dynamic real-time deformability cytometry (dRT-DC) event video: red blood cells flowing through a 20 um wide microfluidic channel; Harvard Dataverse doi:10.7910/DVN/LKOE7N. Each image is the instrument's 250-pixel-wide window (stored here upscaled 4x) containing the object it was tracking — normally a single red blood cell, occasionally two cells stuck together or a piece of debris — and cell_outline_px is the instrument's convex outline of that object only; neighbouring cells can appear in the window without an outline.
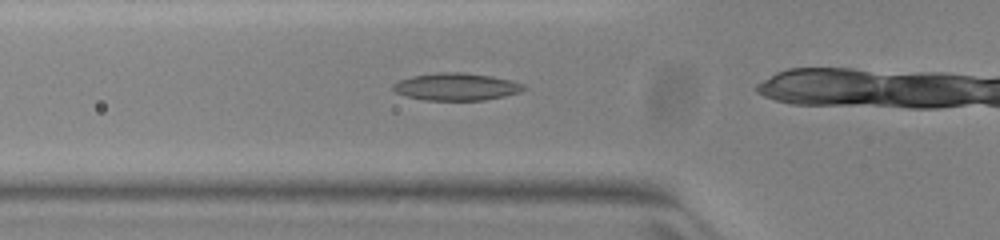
{"species": "common noctule bat (a hibernating species)", "species_latin": "Nyctalus noctula", "temperature_condition": "warm", "stored_images_in_passage": 20, "camera_frame_rate_fps": 3000, "um_per_image_px": 0.085, "animal": {"sex": "female", "body_mass_g": 23.0, "forearm_length_mm": 53.4}, "frame": {"image": 1, "passage_image": 9, "time_ms": 2.667, "image_size_px": [1000, 240], "cell_outline_px": [[528, 88], [520, 92], [504, 96], [484, 100], [424, 100], [408, 96], [396, 92], [392, 88], [392, 84], [400, 80], [412, 76], [436, 72], [464, 72], [488, 76], [508, 80], [524, 84]], "centroid_in_image_um": [38.78, 7.37], "position_along_channel_um": 87.0, "area_um2": 20.69}}
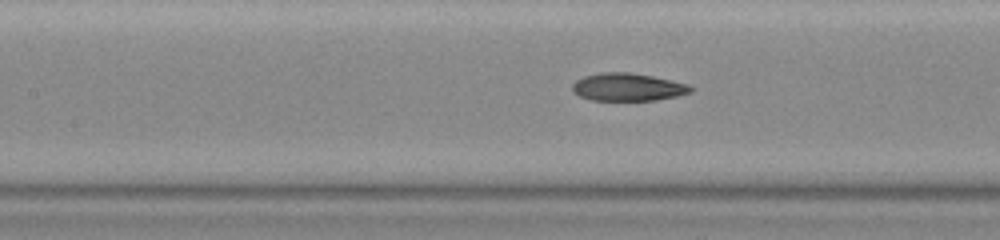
{"frame": {"image": 2, "passage_image": 14, "time_ms": 4.333, "image_size_px": [1000, 240], "cell_outline_px": [[692, 92], [676, 96], [656, 100], [592, 100], [580, 96], [572, 92], [572, 84], [576, 80], [584, 76], [600, 72], [628, 72], [652, 76], [672, 80], [688, 84], [692, 88]], "centroid_in_image_um": [53.34, 7.39], "position_along_channel_um": 154.1, "area_um2": 19.13}}
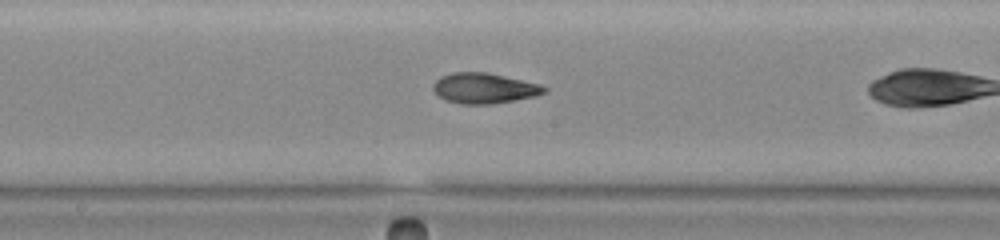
{"frame": {"image": 3, "passage_image": 18, "time_ms": 5.667, "image_size_px": [1000, 240], "cell_outline_px": [[548, 88], [544, 92], [536, 96], [516, 100], [492, 104], [460, 104], [444, 100], [432, 88], [436, 80], [440, 76], [452, 72], [488, 72], [540, 84]], "centroid_in_image_um": [41.15, 7.5], "position_along_channel_um": 207.0, "area_um2": 19.77}}